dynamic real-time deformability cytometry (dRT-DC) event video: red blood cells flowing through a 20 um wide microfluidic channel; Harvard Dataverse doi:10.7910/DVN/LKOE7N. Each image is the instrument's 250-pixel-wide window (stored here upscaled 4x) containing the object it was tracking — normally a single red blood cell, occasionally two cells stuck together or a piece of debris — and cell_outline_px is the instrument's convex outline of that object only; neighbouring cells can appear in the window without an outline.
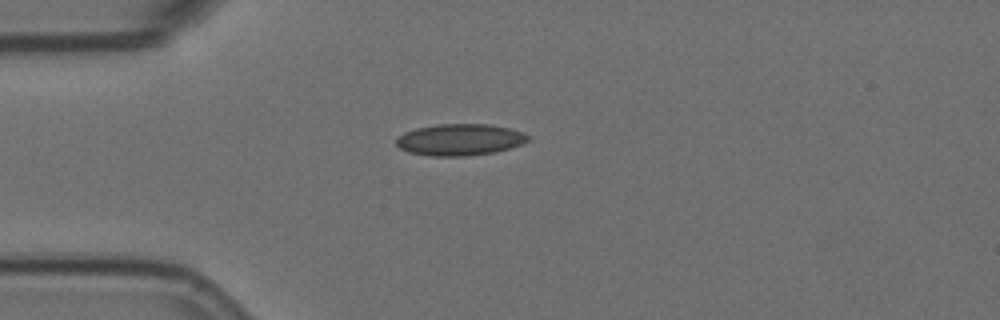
{"species": "Egyptian fruit bat (a non-hibernating species)", "species_latin": "Rousettus aegyptiacus", "temperature_condition": "room temperature", "stored_images_in_passage": 9, "camera_frame_rate_fps": 3000, "um_per_image_px": 0.085, "animal": {"sex": "female"}, "frame": {"image": 1, "passage_image": 2, "time_ms": 0.333, "image_size_px": [1000, 320], "cell_outline_px": [[532, 140], [524, 144], [496, 152], [464, 156], [432, 156], [408, 152], [400, 148], [396, 144], [396, 140], [404, 132], [416, 128], [436, 124], [488, 124], [508, 128], [524, 132], [532, 136]], "centroid_in_image_um": [39.15, 11.87], "position_along_channel_um": 45.8, "area_um2": 24.51}}
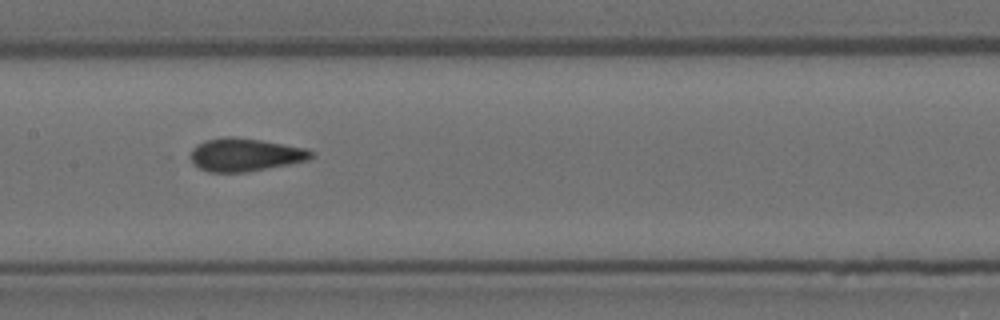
{"frame": {"image": 2, "passage_image": 6, "time_ms": 1.667, "image_size_px": [1000, 320], "cell_outline_px": [[312, 156], [308, 160], [248, 172], [208, 172], [192, 164], [192, 148], [196, 144], [204, 140], [224, 136], [236, 136], [260, 140], [304, 148], [312, 152]], "centroid_in_image_um": [20.77, 13.15], "position_along_channel_um": 186.6, "area_um2": 23.12}}
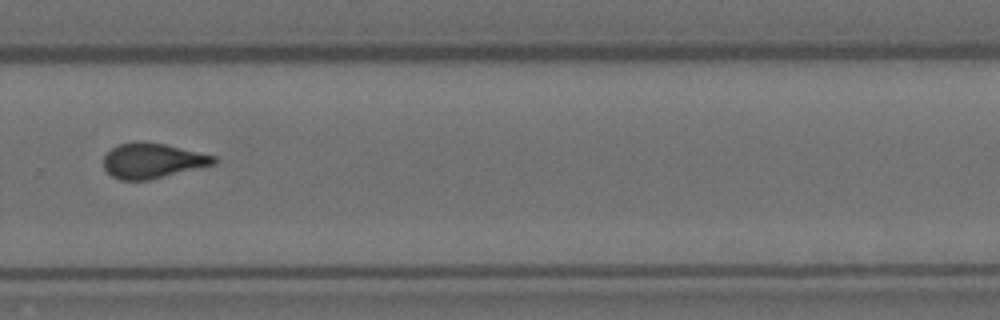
{"frame": {"image": 3, "passage_image": 9, "time_ms": 2.667, "image_size_px": [1000, 320], "cell_outline_px": [[220, 160], [216, 164], [148, 180], [120, 180], [112, 176], [104, 168], [104, 156], [112, 148], [120, 144], [136, 140], [144, 140], [164, 144], [216, 156]], "centroid_in_image_um": [12.98, 13.65], "position_along_channel_um": 316.8, "area_um2": 22.66}}